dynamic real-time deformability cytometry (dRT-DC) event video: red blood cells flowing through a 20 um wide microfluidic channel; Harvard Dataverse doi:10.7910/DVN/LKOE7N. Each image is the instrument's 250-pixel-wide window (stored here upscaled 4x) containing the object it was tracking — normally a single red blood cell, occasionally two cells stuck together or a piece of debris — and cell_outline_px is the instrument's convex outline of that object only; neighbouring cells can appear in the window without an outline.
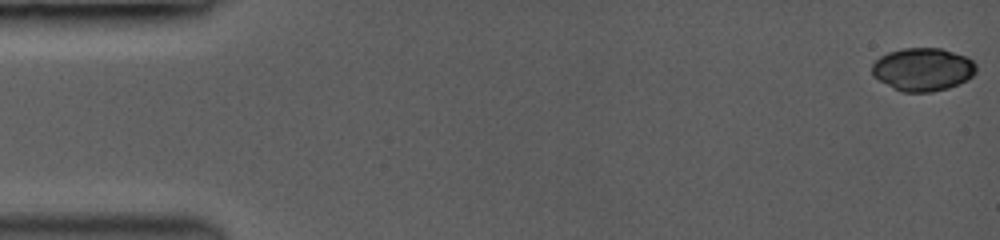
{"species": "common noctule bat (a hibernating species)", "species_latin": "Nyctalus noctula", "temperature_condition": "room temperature", "stored_images_in_passage": 56, "camera_frame_rate_fps": 3500, "um_per_image_px": 0.085, "animal": {"sex": "female", "body_mass_g": 19.0, "forearm_length_mm": 53.3}, "frame": {"image": 1, "passage_image": 1, "time_ms": 0.0, "image_size_px": [1000, 240], "cell_outline_px": [[976, 72], [968, 80], [960, 84], [948, 88], [932, 92], [904, 92], [892, 88], [872, 76], [872, 64], [880, 56], [888, 52], [904, 48], [940, 48], [964, 56], [972, 60], [976, 64]], "centroid_in_image_um": [78.43, 5.91], "position_along_channel_um": 6.6, "area_um2": 26.24}}
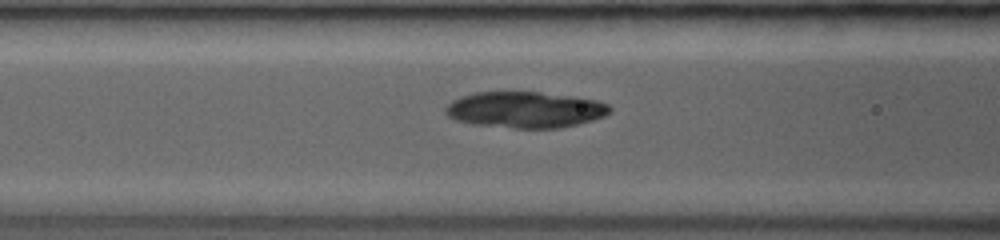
{"frame": {"image": 2, "passage_image": 24, "time_ms": 6.571, "image_size_px": [1000, 240], "cell_outline_px": [[612, 108], [604, 116], [592, 120], [560, 128], [516, 128], [472, 124], [456, 120], [448, 116], [444, 112], [448, 104], [452, 100], [476, 92], [536, 92], [596, 100], [608, 104]], "centroid_in_image_um": [44.61, 9.33], "position_along_channel_um": 122.0, "area_um2": 34.22}}
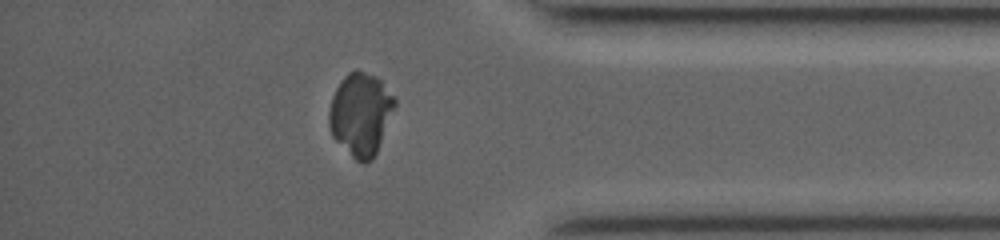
{"frame": {"image": 3, "passage_image": 49, "time_ms": 13.714, "image_size_px": [1000, 240], "cell_outline_px": [[396, 104], [376, 152], [372, 160], [364, 164], [356, 160], [332, 136], [328, 124], [328, 112], [332, 96], [336, 88], [344, 76], [348, 72], [356, 68], [376, 76], [380, 80], [396, 100]], "centroid_in_image_um": [30.63, 9.68], "position_along_channel_um": 404.6, "area_um2": 31.5}}